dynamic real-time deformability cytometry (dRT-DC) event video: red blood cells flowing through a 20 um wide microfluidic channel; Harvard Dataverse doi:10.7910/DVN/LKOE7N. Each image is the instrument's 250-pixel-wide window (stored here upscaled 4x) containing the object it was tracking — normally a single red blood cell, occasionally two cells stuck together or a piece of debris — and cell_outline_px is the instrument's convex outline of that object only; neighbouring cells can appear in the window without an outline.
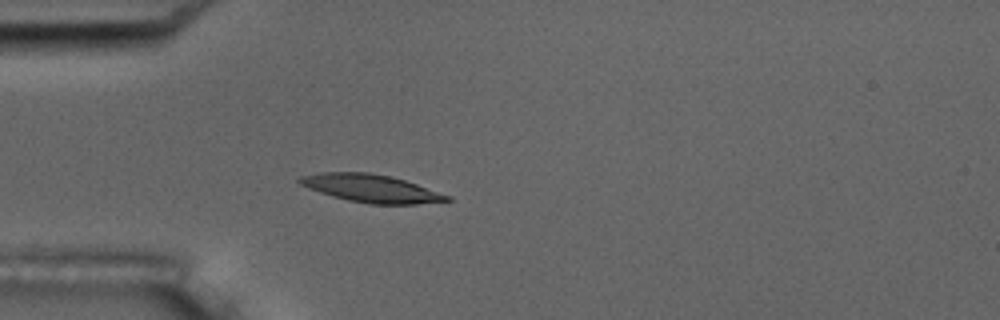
{"species": "common noctule bat (a hibernating species)", "species_latin": "Nyctalus noctula", "temperature_condition": "room temperature", "stored_images_in_passage": 4, "camera_frame_rate_fps": 3000, "um_per_image_px": 0.085, "animal": {"sex": "male", "body_mass_g": 17.5, "forearm_length_mm": 52.3}, "frame": {"image": 1, "passage_image": 4, "time_ms": 3.667, "image_size_px": [1000, 320], "cell_outline_px": [[452, 200], [416, 204], [368, 204], [348, 200], [332, 196], [308, 188], [300, 184], [296, 180], [300, 176], [320, 172], [368, 172], [388, 176], [404, 180], [452, 196]], "centroid_in_image_um": [31.52, 16.01], "position_along_channel_um": 53.5, "area_um2": 23.81}}